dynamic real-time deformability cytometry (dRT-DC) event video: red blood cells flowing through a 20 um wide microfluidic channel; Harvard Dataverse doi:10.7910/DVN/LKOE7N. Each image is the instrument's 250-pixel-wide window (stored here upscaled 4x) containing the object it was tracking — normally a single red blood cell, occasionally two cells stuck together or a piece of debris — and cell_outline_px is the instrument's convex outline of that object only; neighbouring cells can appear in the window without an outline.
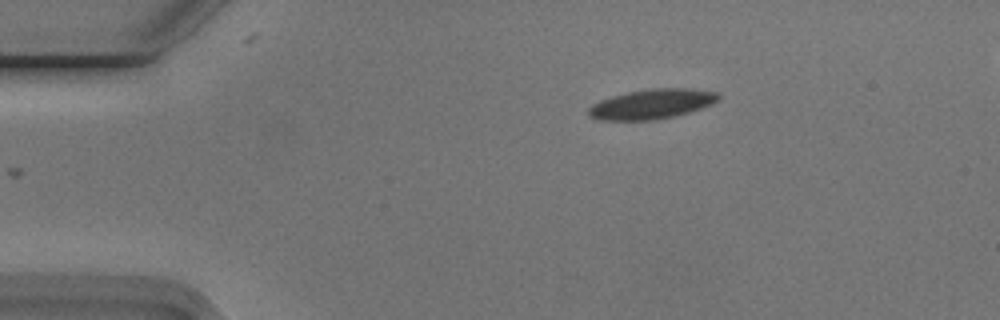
{"species": "Egyptian fruit bat (a non-hibernating species)", "species_latin": "Rousettus aegyptiacus", "temperature_condition": "cold", "stored_images_in_passage": 46, "camera_frame_rate_fps": 3000, "um_per_image_px": 0.085, "animal": {"sex": "male"}, "frame": {"image": 1, "passage_image": 1, "time_ms": 0.0, "image_size_px": [1000, 320], "cell_outline_px": [[720, 96], [712, 104], [676, 116], [656, 120], [600, 120], [588, 116], [588, 108], [592, 104], [600, 100], [612, 96], [628, 92], [652, 88], [688, 88], [720, 92]], "centroid_in_image_um": [55.4, 8.84], "position_along_channel_um": 29.6, "area_um2": 22.6}}
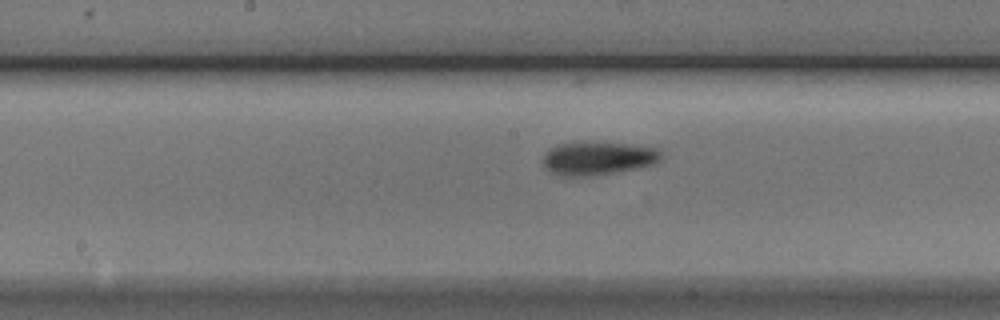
{"frame": {"image": 2, "passage_image": 19, "time_ms": 6.0, "image_size_px": [1000, 320], "cell_outline_px": [[664, 156], [656, 164], [612, 172], [588, 176], [560, 176], [548, 172], [544, 168], [544, 152], [548, 148], [556, 144], [628, 144], [656, 148]], "centroid_in_image_um": [50.79, 13.48], "position_along_channel_um": 197.4, "area_um2": 22.43}}
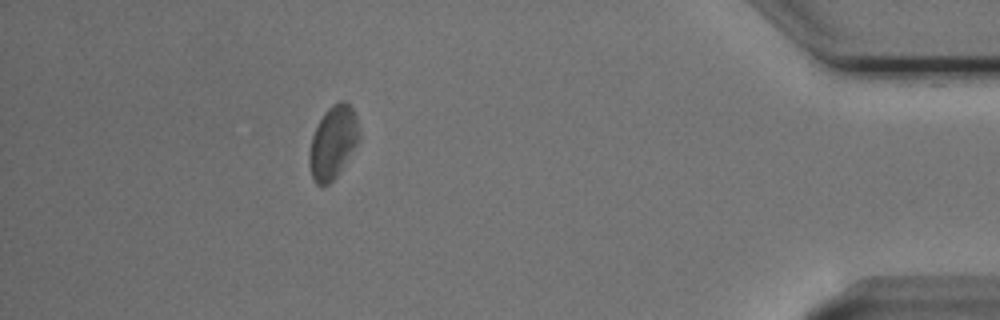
{"frame": {"image": 3, "passage_image": 40, "time_ms": 13.0, "image_size_px": [1000, 320], "cell_outline_px": [[360, 140], [336, 176], [328, 184], [316, 184], [312, 180], [308, 164], [308, 156], [312, 136], [324, 112], [332, 104], [340, 100], [348, 100], [356, 116], [360, 132]], "centroid_in_image_um": [28.31, 12.07], "position_along_channel_um": 406.9, "area_um2": 21.27}, "authors_computed_cell_mechanics": {"area_um2": 21.9062, "velocity_mm_per_s": 3.7382, "shape_relaxation_time_tau1_ms": 3.7461, "shape_relaxation_time_tau2_ms": 5.1964, "deformation_change_tau1": 0.0894, "deformation_change_tau2": 0.1071}}